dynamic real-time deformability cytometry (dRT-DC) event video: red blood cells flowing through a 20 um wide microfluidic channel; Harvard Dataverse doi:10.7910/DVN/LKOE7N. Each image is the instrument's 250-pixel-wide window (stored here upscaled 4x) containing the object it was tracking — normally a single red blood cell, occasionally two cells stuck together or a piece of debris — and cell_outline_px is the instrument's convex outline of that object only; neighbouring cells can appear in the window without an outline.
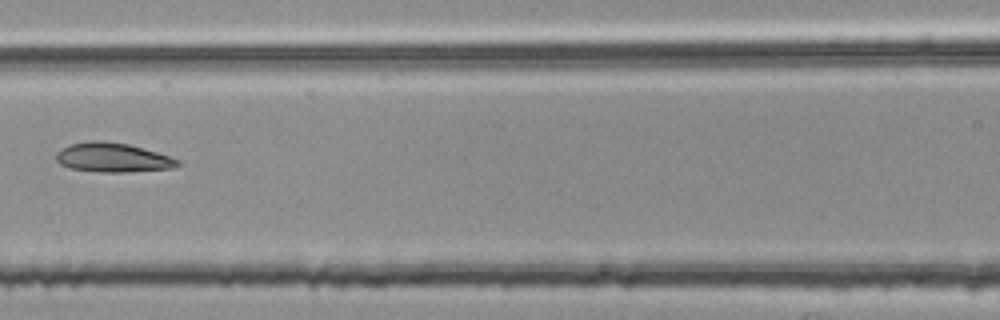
{"species": "common noctule bat (a hibernating species)", "species_latin": "Nyctalus noctula", "temperature_condition": "room temperature", "stored_images_in_passage": 5, "camera_frame_rate_fps": 3000, "um_per_image_px": 0.085, "animal": {"sex": "female", "body_mass_g": 25.1}, "frame": {"image": 1, "passage_image": 5, "time_ms": 1.333, "image_size_px": [1000, 320], "cell_outline_px": [[180, 164], [172, 168], [124, 172], [100, 172], [72, 168], [60, 164], [56, 160], [56, 152], [60, 148], [68, 144], [92, 140], [104, 140], [128, 144], [156, 152], [180, 160]], "centroid_in_image_um": [9.53, 13.37], "position_along_channel_um": 157.1, "area_um2": 20.69}}